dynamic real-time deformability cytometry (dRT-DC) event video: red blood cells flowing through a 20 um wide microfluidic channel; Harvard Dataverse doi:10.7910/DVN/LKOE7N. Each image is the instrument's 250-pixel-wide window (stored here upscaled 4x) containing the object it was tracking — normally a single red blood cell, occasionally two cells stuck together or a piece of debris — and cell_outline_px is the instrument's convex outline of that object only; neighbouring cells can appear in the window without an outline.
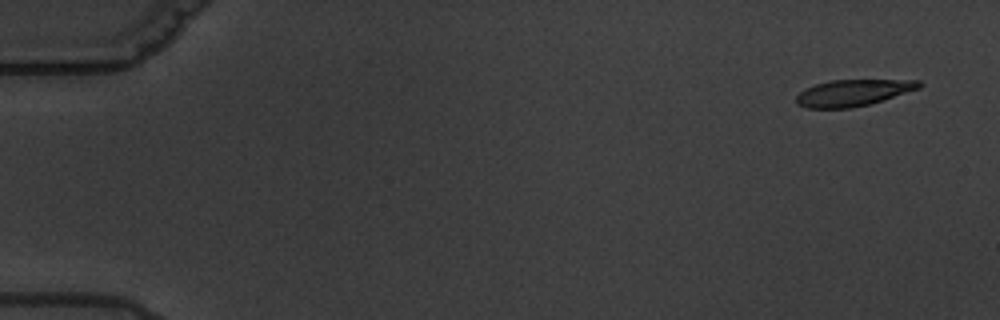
{"species": "common noctule bat (a hibernating species)", "species_latin": "Nyctalus noctula", "temperature_condition": "warm", "stored_images_in_passage": 6, "camera_frame_rate_fps": 3000, "um_per_image_px": 0.085, "animal": {"sex": "male", "body_mass_g": 19.5, "forearm_length_mm": 54.6}, "frame": {"image": 1, "passage_image": 1, "time_ms": 0.0, "image_size_px": [1000, 320], "cell_outline_px": [[924, 84], [920, 88], [868, 104], [848, 108], [808, 108], [796, 104], [796, 96], [804, 88], [816, 84], [832, 80], [920, 80]], "centroid_in_image_um": [72.49, 7.88], "position_along_channel_um": 12.5, "area_um2": 18.79}}
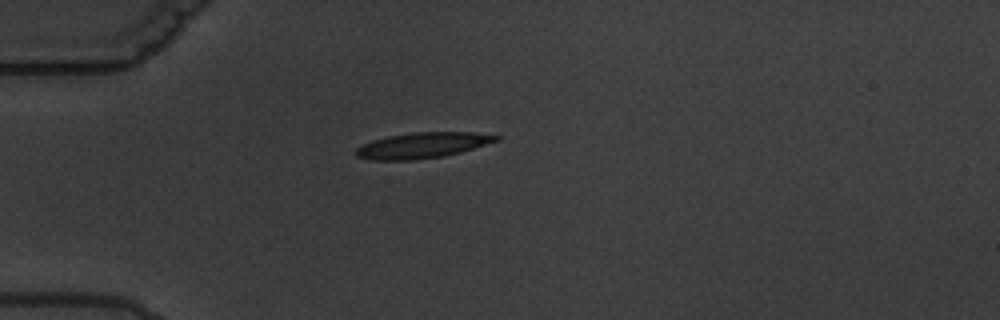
{"frame": {"image": 2, "passage_image": 5, "time_ms": 4.667, "image_size_px": [1000, 320], "cell_outline_px": [[500, 140], [460, 152], [444, 156], [412, 160], [372, 160], [356, 156], [352, 152], [356, 148], [372, 140], [388, 136], [416, 132], [472, 132], [500, 136]], "centroid_in_image_um": [35.88, 12.35], "position_along_channel_um": 49.1, "area_um2": 20.92}}